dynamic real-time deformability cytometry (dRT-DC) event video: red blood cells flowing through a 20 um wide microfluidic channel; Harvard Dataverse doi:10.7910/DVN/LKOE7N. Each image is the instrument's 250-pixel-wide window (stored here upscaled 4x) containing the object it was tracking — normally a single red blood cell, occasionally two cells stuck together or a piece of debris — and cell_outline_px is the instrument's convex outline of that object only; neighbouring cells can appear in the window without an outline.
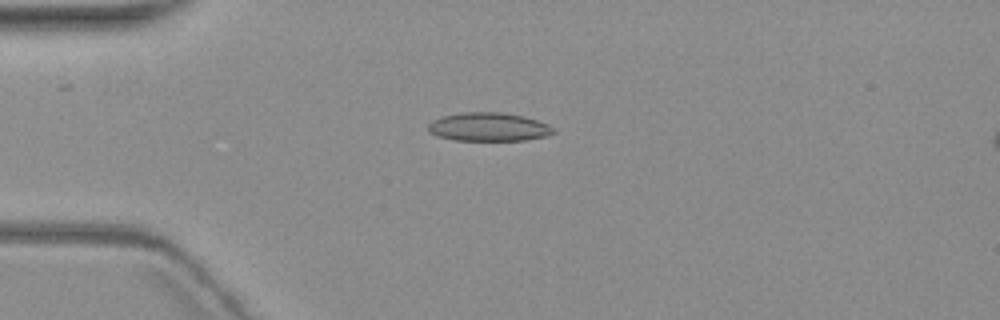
{"species": "common noctule bat (a hibernating species)", "species_latin": "Nyctalus noctula", "temperature_condition": "warm", "stored_images_in_passage": 7, "camera_frame_rate_fps": 3000, "um_per_image_px": 0.085, "animal": {"sex": "female", "body_mass_g": 19.3, "forearm_length_mm": 54.1}, "frame": {"image": 1, "passage_image": 5, "time_ms": 4.667, "image_size_px": [1000, 320], "cell_outline_px": [[556, 132], [544, 136], [524, 140], [456, 140], [436, 136], [428, 132], [428, 124], [432, 120], [440, 116], [460, 112], [500, 112], [524, 116], [548, 124], [556, 128]], "centroid_in_image_um": [41.5, 10.78], "position_along_channel_um": 43.5, "area_um2": 20.98}}